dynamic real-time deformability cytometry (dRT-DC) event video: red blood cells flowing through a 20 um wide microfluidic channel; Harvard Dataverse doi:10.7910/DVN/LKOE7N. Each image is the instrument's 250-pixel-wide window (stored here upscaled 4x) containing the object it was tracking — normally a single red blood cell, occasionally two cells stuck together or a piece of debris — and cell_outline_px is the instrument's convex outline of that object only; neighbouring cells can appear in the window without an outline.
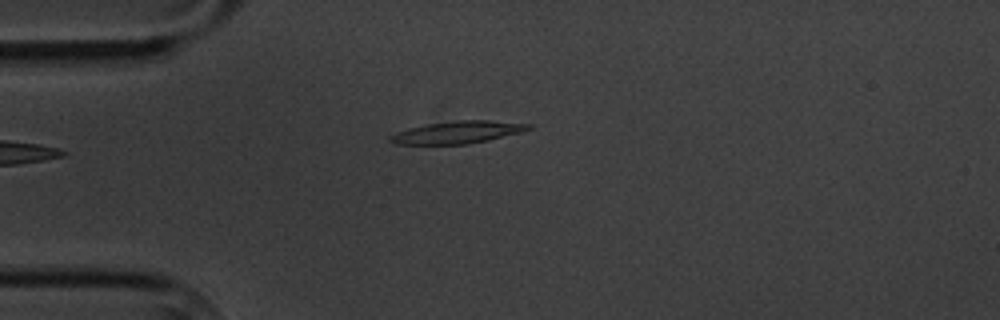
{"species": "common noctule bat (a hibernating species)", "species_latin": "Nyctalus noctula", "temperature_condition": "cold", "stored_images_in_passage": 4, "camera_frame_rate_fps": 3000, "um_per_image_px": 0.085, "animal": {"sex": "male", "body_mass_g": 20.1, "forearm_length_mm": 53.5}, "frame": {"image": 1, "passage_image": 4, "time_ms": 3.667, "image_size_px": [1000, 320], "cell_outline_px": [[532, 128], [520, 132], [488, 140], [468, 144], [396, 144], [388, 140], [388, 136], [396, 132], [408, 128], [428, 124], [456, 120], [488, 120], [532, 124]], "centroid_in_image_um": [38.87, 11.24], "position_along_channel_um": 46.1, "area_um2": 17.92}}